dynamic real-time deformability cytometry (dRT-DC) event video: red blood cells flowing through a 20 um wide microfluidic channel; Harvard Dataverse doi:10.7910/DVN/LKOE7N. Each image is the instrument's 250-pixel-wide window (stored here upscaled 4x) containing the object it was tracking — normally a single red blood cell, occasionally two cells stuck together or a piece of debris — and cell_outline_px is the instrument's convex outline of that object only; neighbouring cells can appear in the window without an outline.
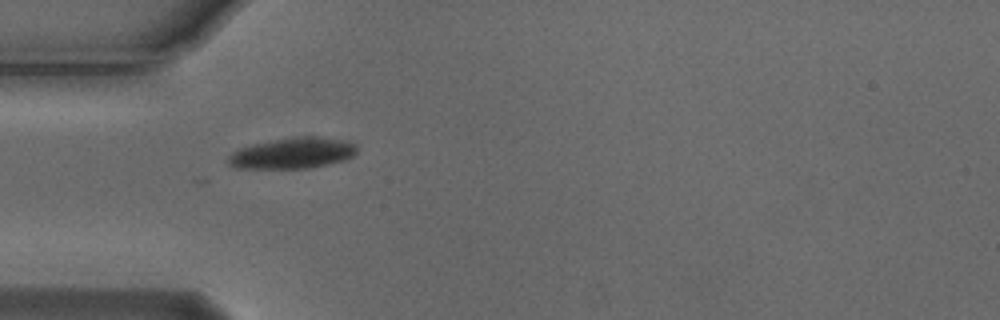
{"species": "Egyptian fruit bat (a non-hibernating species)", "species_latin": "Rousettus aegyptiacus", "temperature_condition": "cold", "stored_images_in_passage": 5, "camera_frame_rate_fps": 3000, "um_per_image_px": 0.085, "animal": {"sex": "male"}, "frame": {"image": 1, "passage_image": 4, "time_ms": 1.0, "image_size_px": [1000, 320], "cell_outline_px": [[356, 152], [352, 156], [344, 160], [328, 164], [308, 168], [236, 168], [228, 164], [228, 156], [232, 152], [240, 148], [252, 144], [292, 136], [316, 136], [348, 140], [356, 144]], "centroid_in_image_um": [24.88, 13.0], "position_along_channel_um": 60.1, "area_um2": 23.35}}
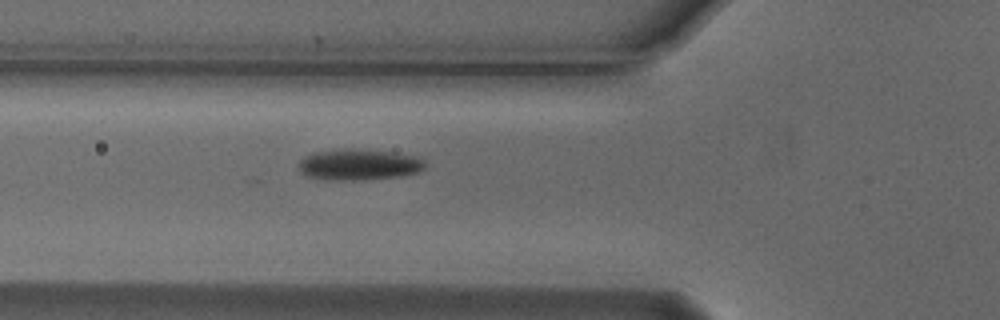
{"frame": {"image": 2, "passage_image": 5, "time_ms": 1.333, "image_size_px": [1000, 320], "cell_outline_px": [[428, 164], [420, 172], [404, 176], [364, 180], [324, 180], [308, 176], [300, 172], [300, 160], [304, 156], [316, 152], [344, 148], [352, 148], [388, 152], [420, 156]], "centroid_in_image_um": [30.56, 14.0], "position_along_channel_um": 95.2, "area_um2": 23.24}}